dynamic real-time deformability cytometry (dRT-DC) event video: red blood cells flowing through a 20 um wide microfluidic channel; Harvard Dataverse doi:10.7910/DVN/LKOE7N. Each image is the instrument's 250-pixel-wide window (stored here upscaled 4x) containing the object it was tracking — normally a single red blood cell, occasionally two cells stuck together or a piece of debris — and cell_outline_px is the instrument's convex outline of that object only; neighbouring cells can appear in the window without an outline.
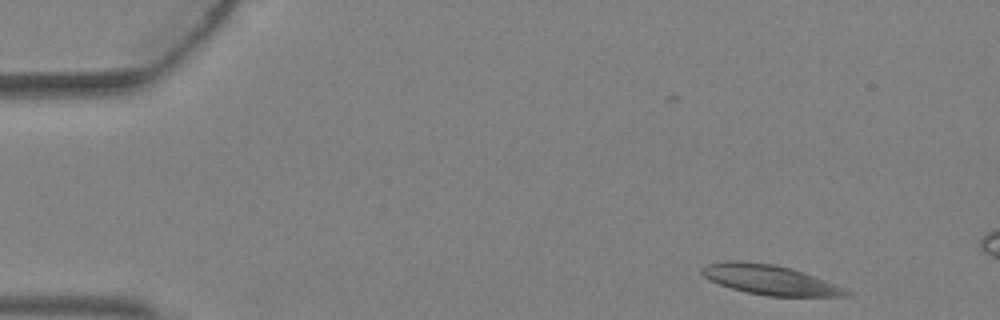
{"species": "Egyptian fruit bat (a non-hibernating species)", "species_latin": "Rousettus aegyptiacus", "temperature_condition": "warm", "stored_images_in_passage": 4, "camera_frame_rate_fps": 3000, "um_per_image_px": 0.085, "animal": {"sex": "female"}, "frame": {"image": 1, "passage_image": 1, "time_ms": 0.0, "image_size_px": [1000, 320], "cell_outline_px": [[852, 292], [848, 296], [768, 296], [748, 292], [732, 288], [720, 284], [704, 276], [700, 272], [700, 268], [708, 264], [732, 260], [740, 260], [772, 264], [804, 272], [844, 288]], "centroid_in_image_um": [65.43, 23.78], "position_along_channel_um": 19.6, "area_um2": 24.62}}